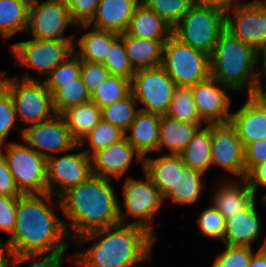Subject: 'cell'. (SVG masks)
<instances>
[{"mask_svg": "<svg viewBox=\"0 0 266 267\" xmlns=\"http://www.w3.org/2000/svg\"><path fill=\"white\" fill-rule=\"evenodd\" d=\"M92 239L96 243L87 250L77 251L73 263L81 267H134L151 259L157 237L142 226L119 223L92 230L72 241L80 249Z\"/></svg>", "mask_w": 266, "mask_h": 267, "instance_id": "6da1fadb", "label": "cell"}, {"mask_svg": "<svg viewBox=\"0 0 266 267\" xmlns=\"http://www.w3.org/2000/svg\"><path fill=\"white\" fill-rule=\"evenodd\" d=\"M52 197L49 193L18 197L15 228L7 240L12 255L67 250L71 239L64 220L50 206Z\"/></svg>", "mask_w": 266, "mask_h": 267, "instance_id": "7a4b0ae2", "label": "cell"}, {"mask_svg": "<svg viewBox=\"0 0 266 267\" xmlns=\"http://www.w3.org/2000/svg\"><path fill=\"white\" fill-rule=\"evenodd\" d=\"M111 180L92 175L58 198L56 206L67 218L64 225L70 239L120 223L119 200Z\"/></svg>", "mask_w": 266, "mask_h": 267, "instance_id": "3957f363", "label": "cell"}, {"mask_svg": "<svg viewBox=\"0 0 266 267\" xmlns=\"http://www.w3.org/2000/svg\"><path fill=\"white\" fill-rule=\"evenodd\" d=\"M259 62V53L225 28L210 56V76L232 91L247 88L248 95H257L263 91V78L255 69Z\"/></svg>", "mask_w": 266, "mask_h": 267, "instance_id": "277c9868", "label": "cell"}, {"mask_svg": "<svg viewBox=\"0 0 266 267\" xmlns=\"http://www.w3.org/2000/svg\"><path fill=\"white\" fill-rule=\"evenodd\" d=\"M225 24V9L213 5L194 4L172 28V35L211 56Z\"/></svg>", "mask_w": 266, "mask_h": 267, "instance_id": "5b68a950", "label": "cell"}, {"mask_svg": "<svg viewBox=\"0 0 266 267\" xmlns=\"http://www.w3.org/2000/svg\"><path fill=\"white\" fill-rule=\"evenodd\" d=\"M1 84L9 91L15 106L16 118L28 126L51 119L54 115L52 95L42 79L25 73L22 79L3 78Z\"/></svg>", "mask_w": 266, "mask_h": 267, "instance_id": "8992f818", "label": "cell"}, {"mask_svg": "<svg viewBox=\"0 0 266 267\" xmlns=\"http://www.w3.org/2000/svg\"><path fill=\"white\" fill-rule=\"evenodd\" d=\"M161 66L176 86L192 87L210 76V56L173 35L164 44Z\"/></svg>", "mask_w": 266, "mask_h": 267, "instance_id": "52a82bcc", "label": "cell"}, {"mask_svg": "<svg viewBox=\"0 0 266 267\" xmlns=\"http://www.w3.org/2000/svg\"><path fill=\"white\" fill-rule=\"evenodd\" d=\"M3 155L15 184L22 194L47 193V162L24 143H6Z\"/></svg>", "mask_w": 266, "mask_h": 267, "instance_id": "ba28073f", "label": "cell"}, {"mask_svg": "<svg viewBox=\"0 0 266 267\" xmlns=\"http://www.w3.org/2000/svg\"><path fill=\"white\" fill-rule=\"evenodd\" d=\"M143 176L145 181L133 177L126 179L123 187L126 212L123 211L119 201V220L122 224H130L126 214L134 216L137 219L132 224L142 226L154 234L152 219L162 206L165 197L145 173Z\"/></svg>", "mask_w": 266, "mask_h": 267, "instance_id": "9c48e42d", "label": "cell"}, {"mask_svg": "<svg viewBox=\"0 0 266 267\" xmlns=\"http://www.w3.org/2000/svg\"><path fill=\"white\" fill-rule=\"evenodd\" d=\"M176 84L162 66L137 70L131 81L134 99L139 110L166 115Z\"/></svg>", "mask_w": 266, "mask_h": 267, "instance_id": "30bf717a", "label": "cell"}, {"mask_svg": "<svg viewBox=\"0 0 266 267\" xmlns=\"http://www.w3.org/2000/svg\"><path fill=\"white\" fill-rule=\"evenodd\" d=\"M225 28L260 53L266 48V0L234 2L226 10Z\"/></svg>", "mask_w": 266, "mask_h": 267, "instance_id": "8fae6325", "label": "cell"}, {"mask_svg": "<svg viewBox=\"0 0 266 267\" xmlns=\"http://www.w3.org/2000/svg\"><path fill=\"white\" fill-rule=\"evenodd\" d=\"M74 40L31 39L11 45L15 63L48 76L74 53ZM17 61V62H16Z\"/></svg>", "mask_w": 266, "mask_h": 267, "instance_id": "7c38bea8", "label": "cell"}, {"mask_svg": "<svg viewBox=\"0 0 266 267\" xmlns=\"http://www.w3.org/2000/svg\"><path fill=\"white\" fill-rule=\"evenodd\" d=\"M75 27L68 6L57 0H32L28 12L27 29L33 38L39 40H75L73 35L66 36L68 27Z\"/></svg>", "mask_w": 266, "mask_h": 267, "instance_id": "4fadbf2b", "label": "cell"}, {"mask_svg": "<svg viewBox=\"0 0 266 267\" xmlns=\"http://www.w3.org/2000/svg\"><path fill=\"white\" fill-rule=\"evenodd\" d=\"M46 162L47 193L57 199L93 175L90 156L84 150L73 154L68 151V154L60 157L53 154L46 158Z\"/></svg>", "mask_w": 266, "mask_h": 267, "instance_id": "5bb4252c", "label": "cell"}, {"mask_svg": "<svg viewBox=\"0 0 266 267\" xmlns=\"http://www.w3.org/2000/svg\"><path fill=\"white\" fill-rule=\"evenodd\" d=\"M19 128L23 142L45 158L52 156V152L67 153L79 149L61 115L55 114L49 120Z\"/></svg>", "mask_w": 266, "mask_h": 267, "instance_id": "9a60e30c", "label": "cell"}, {"mask_svg": "<svg viewBox=\"0 0 266 267\" xmlns=\"http://www.w3.org/2000/svg\"><path fill=\"white\" fill-rule=\"evenodd\" d=\"M211 160L213 166L245 179L244 147L230 123L211 124Z\"/></svg>", "mask_w": 266, "mask_h": 267, "instance_id": "2e32d148", "label": "cell"}, {"mask_svg": "<svg viewBox=\"0 0 266 267\" xmlns=\"http://www.w3.org/2000/svg\"><path fill=\"white\" fill-rule=\"evenodd\" d=\"M190 89L198 114L206 124L229 123L231 99L227 92L232 91L229 87L209 76Z\"/></svg>", "mask_w": 266, "mask_h": 267, "instance_id": "e0dca14e", "label": "cell"}, {"mask_svg": "<svg viewBox=\"0 0 266 267\" xmlns=\"http://www.w3.org/2000/svg\"><path fill=\"white\" fill-rule=\"evenodd\" d=\"M136 157L143 167V156L124 137L122 140L100 149L90 156L92 174L97 177L120 179L130 169L132 160Z\"/></svg>", "mask_w": 266, "mask_h": 267, "instance_id": "ac0fdd59", "label": "cell"}, {"mask_svg": "<svg viewBox=\"0 0 266 267\" xmlns=\"http://www.w3.org/2000/svg\"><path fill=\"white\" fill-rule=\"evenodd\" d=\"M229 123L236 130L243 147L266 139V98L248 95L244 105L231 113Z\"/></svg>", "mask_w": 266, "mask_h": 267, "instance_id": "d6986e66", "label": "cell"}, {"mask_svg": "<svg viewBox=\"0 0 266 267\" xmlns=\"http://www.w3.org/2000/svg\"><path fill=\"white\" fill-rule=\"evenodd\" d=\"M140 3L141 0H100L92 20L88 24L77 25L76 29L82 26L87 29L93 25L96 29L123 34Z\"/></svg>", "mask_w": 266, "mask_h": 267, "instance_id": "ffe728a7", "label": "cell"}, {"mask_svg": "<svg viewBox=\"0 0 266 267\" xmlns=\"http://www.w3.org/2000/svg\"><path fill=\"white\" fill-rule=\"evenodd\" d=\"M225 180L216 189L211 204L224 216L225 220H228L234 214L246 209L256 197L245 179L240 181L231 178L227 181L225 178Z\"/></svg>", "mask_w": 266, "mask_h": 267, "instance_id": "44dd1931", "label": "cell"}, {"mask_svg": "<svg viewBox=\"0 0 266 267\" xmlns=\"http://www.w3.org/2000/svg\"><path fill=\"white\" fill-rule=\"evenodd\" d=\"M260 218L255 200L244 210L226 220L223 242L225 245L252 247L251 243L258 239Z\"/></svg>", "mask_w": 266, "mask_h": 267, "instance_id": "7402d4cb", "label": "cell"}, {"mask_svg": "<svg viewBox=\"0 0 266 267\" xmlns=\"http://www.w3.org/2000/svg\"><path fill=\"white\" fill-rule=\"evenodd\" d=\"M186 165L179 154L147 157L143 161V173L162 192L164 197L176 186L179 171Z\"/></svg>", "mask_w": 266, "mask_h": 267, "instance_id": "603a6c76", "label": "cell"}, {"mask_svg": "<svg viewBox=\"0 0 266 267\" xmlns=\"http://www.w3.org/2000/svg\"><path fill=\"white\" fill-rule=\"evenodd\" d=\"M160 121L161 115L139 110L125 133L126 139L143 158L150 151L158 152Z\"/></svg>", "mask_w": 266, "mask_h": 267, "instance_id": "cb8c5ba5", "label": "cell"}, {"mask_svg": "<svg viewBox=\"0 0 266 267\" xmlns=\"http://www.w3.org/2000/svg\"><path fill=\"white\" fill-rule=\"evenodd\" d=\"M120 39L135 71L161 66L164 44L167 40L138 38L126 33L120 34Z\"/></svg>", "mask_w": 266, "mask_h": 267, "instance_id": "d4e9b609", "label": "cell"}, {"mask_svg": "<svg viewBox=\"0 0 266 267\" xmlns=\"http://www.w3.org/2000/svg\"><path fill=\"white\" fill-rule=\"evenodd\" d=\"M125 33L138 38L168 40L172 28L141 2L134 10Z\"/></svg>", "mask_w": 266, "mask_h": 267, "instance_id": "484cf974", "label": "cell"}, {"mask_svg": "<svg viewBox=\"0 0 266 267\" xmlns=\"http://www.w3.org/2000/svg\"><path fill=\"white\" fill-rule=\"evenodd\" d=\"M80 36L78 43H73L74 53L80 60L93 63H104L111 46L120 38L118 33L93 27L91 31L84 32ZM76 46L79 47V51L75 50Z\"/></svg>", "mask_w": 266, "mask_h": 267, "instance_id": "4316f807", "label": "cell"}, {"mask_svg": "<svg viewBox=\"0 0 266 267\" xmlns=\"http://www.w3.org/2000/svg\"><path fill=\"white\" fill-rule=\"evenodd\" d=\"M200 127V124L186 123L161 115L158 152L165 146L170 154H180Z\"/></svg>", "mask_w": 266, "mask_h": 267, "instance_id": "83f0119b", "label": "cell"}, {"mask_svg": "<svg viewBox=\"0 0 266 267\" xmlns=\"http://www.w3.org/2000/svg\"><path fill=\"white\" fill-rule=\"evenodd\" d=\"M72 138L79 144L102 120L101 109L92 101L72 107L61 114Z\"/></svg>", "mask_w": 266, "mask_h": 267, "instance_id": "f1b7e54d", "label": "cell"}, {"mask_svg": "<svg viewBox=\"0 0 266 267\" xmlns=\"http://www.w3.org/2000/svg\"><path fill=\"white\" fill-rule=\"evenodd\" d=\"M179 155L187 167L205 173L212 165L211 124L201 126Z\"/></svg>", "mask_w": 266, "mask_h": 267, "instance_id": "f546056e", "label": "cell"}, {"mask_svg": "<svg viewBox=\"0 0 266 267\" xmlns=\"http://www.w3.org/2000/svg\"><path fill=\"white\" fill-rule=\"evenodd\" d=\"M30 0H0V35L6 40L26 31Z\"/></svg>", "mask_w": 266, "mask_h": 267, "instance_id": "4dcf8cb0", "label": "cell"}, {"mask_svg": "<svg viewBox=\"0 0 266 267\" xmlns=\"http://www.w3.org/2000/svg\"><path fill=\"white\" fill-rule=\"evenodd\" d=\"M203 174L199 170L185 166L179 171L176 186L165 196L181 205H191L198 202L203 190Z\"/></svg>", "mask_w": 266, "mask_h": 267, "instance_id": "1f68e13d", "label": "cell"}, {"mask_svg": "<svg viewBox=\"0 0 266 267\" xmlns=\"http://www.w3.org/2000/svg\"><path fill=\"white\" fill-rule=\"evenodd\" d=\"M166 116L186 123L206 124L199 116L190 87L176 86Z\"/></svg>", "mask_w": 266, "mask_h": 267, "instance_id": "d6a6232c", "label": "cell"}, {"mask_svg": "<svg viewBox=\"0 0 266 267\" xmlns=\"http://www.w3.org/2000/svg\"><path fill=\"white\" fill-rule=\"evenodd\" d=\"M88 101L90 94L81 77L76 79V82L60 83V88L52 94V105L57 115Z\"/></svg>", "mask_w": 266, "mask_h": 267, "instance_id": "836d02e7", "label": "cell"}, {"mask_svg": "<svg viewBox=\"0 0 266 267\" xmlns=\"http://www.w3.org/2000/svg\"><path fill=\"white\" fill-rule=\"evenodd\" d=\"M137 106L138 103L131 92L127 97L102 108V120L119 127L126 133L139 111Z\"/></svg>", "mask_w": 266, "mask_h": 267, "instance_id": "e575fe53", "label": "cell"}, {"mask_svg": "<svg viewBox=\"0 0 266 267\" xmlns=\"http://www.w3.org/2000/svg\"><path fill=\"white\" fill-rule=\"evenodd\" d=\"M131 92V80L121 76L110 75L104 83L90 95V101L98 108L102 109L115 101L127 97Z\"/></svg>", "mask_w": 266, "mask_h": 267, "instance_id": "d590c367", "label": "cell"}, {"mask_svg": "<svg viewBox=\"0 0 266 267\" xmlns=\"http://www.w3.org/2000/svg\"><path fill=\"white\" fill-rule=\"evenodd\" d=\"M124 137L125 132L119 127L101 120L99 124L82 139L79 143V148L83 149L87 145L86 140H88V144H90L91 148H88V150L86 149L85 152L91 156L98 150L106 148L122 140Z\"/></svg>", "mask_w": 266, "mask_h": 267, "instance_id": "8d00e7d4", "label": "cell"}, {"mask_svg": "<svg viewBox=\"0 0 266 267\" xmlns=\"http://www.w3.org/2000/svg\"><path fill=\"white\" fill-rule=\"evenodd\" d=\"M173 28L194 5L193 0H141Z\"/></svg>", "mask_w": 266, "mask_h": 267, "instance_id": "74e56055", "label": "cell"}, {"mask_svg": "<svg viewBox=\"0 0 266 267\" xmlns=\"http://www.w3.org/2000/svg\"><path fill=\"white\" fill-rule=\"evenodd\" d=\"M81 60L73 53L63 63L52 70L43 80L51 95L60 88V83L76 82L80 77Z\"/></svg>", "mask_w": 266, "mask_h": 267, "instance_id": "f35d334b", "label": "cell"}, {"mask_svg": "<svg viewBox=\"0 0 266 267\" xmlns=\"http://www.w3.org/2000/svg\"><path fill=\"white\" fill-rule=\"evenodd\" d=\"M103 65L110 75L121 76L131 81L136 72L130 63L124 43L120 38L111 46Z\"/></svg>", "mask_w": 266, "mask_h": 267, "instance_id": "ab89813d", "label": "cell"}, {"mask_svg": "<svg viewBox=\"0 0 266 267\" xmlns=\"http://www.w3.org/2000/svg\"><path fill=\"white\" fill-rule=\"evenodd\" d=\"M198 226L203 236L222 241L226 220L224 216L211 204L198 216Z\"/></svg>", "mask_w": 266, "mask_h": 267, "instance_id": "60d3db41", "label": "cell"}, {"mask_svg": "<svg viewBox=\"0 0 266 267\" xmlns=\"http://www.w3.org/2000/svg\"><path fill=\"white\" fill-rule=\"evenodd\" d=\"M254 251L249 246L225 245L212 267H249Z\"/></svg>", "mask_w": 266, "mask_h": 267, "instance_id": "b9f144b4", "label": "cell"}, {"mask_svg": "<svg viewBox=\"0 0 266 267\" xmlns=\"http://www.w3.org/2000/svg\"><path fill=\"white\" fill-rule=\"evenodd\" d=\"M17 121L15 106L9 91L0 84V145L6 144L7 136Z\"/></svg>", "mask_w": 266, "mask_h": 267, "instance_id": "7bdbcfd3", "label": "cell"}, {"mask_svg": "<svg viewBox=\"0 0 266 267\" xmlns=\"http://www.w3.org/2000/svg\"><path fill=\"white\" fill-rule=\"evenodd\" d=\"M110 76L103 63H93L81 60L80 77L91 95Z\"/></svg>", "mask_w": 266, "mask_h": 267, "instance_id": "ee69618b", "label": "cell"}, {"mask_svg": "<svg viewBox=\"0 0 266 267\" xmlns=\"http://www.w3.org/2000/svg\"><path fill=\"white\" fill-rule=\"evenodd\" d=\"M66 251H57L50 253H29L12 255L9 267H15L16 265L26 262L27 260H33L40 258V260L27 265V267H62V259ZM42 258V259H41Z\"/></svg>", "mask_w": 266, "mask_h": 267, "instance_id": "f6af8a7d", "label": "cell"}, {"mask_svg": "<svg viewBox=\"0 0 266 267\" xmlns=\"http://www.w3.org/2000/svg\"><path fill=\"white\" fill-rule=\"evenodd\" d=\"M18 197L0 195V229L10 233V235L16 224Z\"/></svg>", "mask_w": 266, "mask_h": 267, "instance_id": "bcb514c9", "label": "cell"}, {"mask_svg": "<svg viewBox=\"0 0 266 267\" xmlns=\"http://www.w3.org/2000/svg\"><path fill=\"white\" fill-rule=\"evenodd\" d=\"M100 0H73L68 6L73 21L77 24H88L94 17Z\"/></svg>", "mask_w": 266, "mask_h": 267, "instance_id": "7dc6e473", "label": "cell"}, {"mask_svg": "<svg viewBox=\"0 0 266 267\" xmlns=\"http://www.w3.org/2000/svg\"><path fill=\"white\" fill-rule=\"evenodd\" d=\"M246 174L255 166L266 162V139L251 142L244 147Z\"/></svg>", "mask_w": 266, "mask_h": 267, "instance_id": "c3c4849f", "label": "cell"}, {"mask_svg": "<svg viewBox=\"0 0 266 267\" xmlns=\"http://www.w3.org/2000/svg\"><path fill=\"white\" fill-rule=\"evenodd\" d=\"M4 144L0 145V195L21 196L14 178L9 171L6 159L3 155Z\"/></svg>", "mask_w": 266, "mask_h": 267, "instance_id": "681fc988", "label": "cell"}, {"mask_svg": "<svg viewBox=\"0 0 266 267\" xmlns=\"http://www.w3.org/2000/svg\"><path fill=\"white\" fill-rule=\"evenodd\" d=\"M245 180L255 195L259 185L266 189V162L255 165L246 174Z\"/></svg>", "mask_w": 266, "mask_h": 267, "instance_id": "f907efd6", "label": "cell"}, {"mask_svg": "<svg viewBox=\"0 0 266 267\" xmlns=\"http://www.w3.org/2000/svg\"><path fill=\"white\" fill-rule=\"evenodd\" d=\"M12 253L8 242L0 245V267H9Z\"/></svg>", "mask_w": 266, "mask_h": 267, "instance_id": "816d5d0a", "label": "cell"}, {"mask_svg": "<svg viewBox=\"0 0 266 267\" xmlns=\"http://www.w3.org/2000/svg\"><path fill=\"white\" fill-rule=\"evenodd\" d=\"M194 4L213 5L227 10L234 2L238 0H193Z\"/></svg>", "mask_w": 266, "mask_h": 267, "instance_id": "f5cc1de1", "label": "cell"}, {"mask_svg": "<svg viewBox=\"0 0 266 267\" xmlns=\"http://www.w3.org/2000/svg\"><path fill=\"white\" fill-rule=\"evenodd\" d=\"M249 267H266V256L257 250L252 255Z\"/></svg>", "mask_w": 266, "mask_h": 267, "instance_id": "db71d44e", "label": "cell"}, {"mask_svg": "<svg viewBox=\"0 0 266 267\" xmlns=\"http://www.w3.org/2000/svg\"><path fill=\"white\" fill-rule=\"evenodd\" d=\"M263 56V73H264V78H265V83H266V48L265 49H263L260 53H259V61H261V57ZM265 87V89H266V85L264 86ZM257 95L258 96H261V97H264V98H266V90H265V92H264V90L263 91H257Z\"/></svg>", "mask_w": 266, "mask_h": 267, "instance_id": "11a10c76", "label": "cell"}, {"mask_svg": "<svg viewBox=\"0 0 266 267\" xmlns=\"http://www.w3.org/2000/svg\"><path fill=\"white\" fill-rule=\"evenodd\" d=\"M259 251L266 256V239L263 242V245L259 248Z\"/></svg>", "mask_w": 266, "mask_h": 267, "instance_id": "9f6ffc18", "label": "cell"}, {"mask_svg": "<svg viewBox=\"0 0 266 267\" xmlns=\"http://www.w3.org/2000/svg\"><path fill=\"white\" fill-rule=\"evenodd\" d=\"M57 1H60L62 4L66 5V6H69L73 0H57Z\"/></svg>", "mask_w": 266, "mask_h": 267, "instance_id": "6f0895ef", "label": "cell"}, {"mask_svg": "<svg viewBox=\"0 0 266 267\" xmlns=\"http://www.w3.org/2000/svg\"><path fill=\"white\" fill-rule=\"evenodd\" d=\"M4 72H5V71H1V72H0V84H1V77H2V75H3Z\"/></svg>", "mask_w": 266, "mask_h": 267, "instance_id": "680465c9", "label": "cell"}, {"mask_svg": "<svg viewBox=\"0 0 266 267\" xmlns=\"http://www.w3.org/2000/svg\"><path fill=\"white\" fill-rule=\"evenodd\" d=\"M263 199L265 202H263L266 205V194H264Z\"/></svg>", "mask_w": 266, "mask_h": 267, "instance_id": "91938a15", "label": "cell"}]
</instances>
